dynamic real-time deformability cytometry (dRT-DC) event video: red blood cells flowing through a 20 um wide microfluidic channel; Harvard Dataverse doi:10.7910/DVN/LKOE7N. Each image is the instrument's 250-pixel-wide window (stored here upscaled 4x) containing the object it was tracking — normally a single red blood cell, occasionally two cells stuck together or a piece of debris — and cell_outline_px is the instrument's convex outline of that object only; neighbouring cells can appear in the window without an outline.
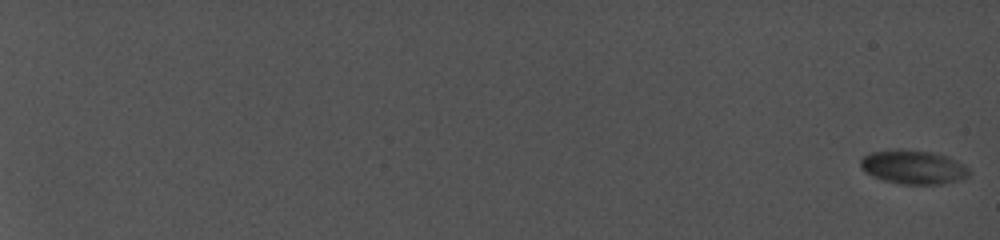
{"species": "common noctule bat (a hibernating species)", "species_latin": "Nyctalus noctula", "temperature_condition": "cold", "stored_images_in_passage": 69, "camera_frame_rate_fps": 5000, "um_per_image_px": 0.085, "animal": {"sex": "female", "body_mass_g": 19.0, "forearm_length_mm": 56.7}, "frame": {"image": 1, "passage_image": 1, "time_ms": 0.0, "image_size_px": [1000, 240], "cell_outline_px": [[968, 172], [964, 176], [952, 180], [928, 184], [908, 184], [888, 180], [876, 176], [868, 172], [860, 164], [860, 160], [864, 156], [872, 152], [892, 148], [900, 148], [928, 152], [948, 156], [960, 164]], "centroid_in_image_um": [77.53, 14.14], "position_along_channel_um": 7.5, "area_um2": 20.23}}
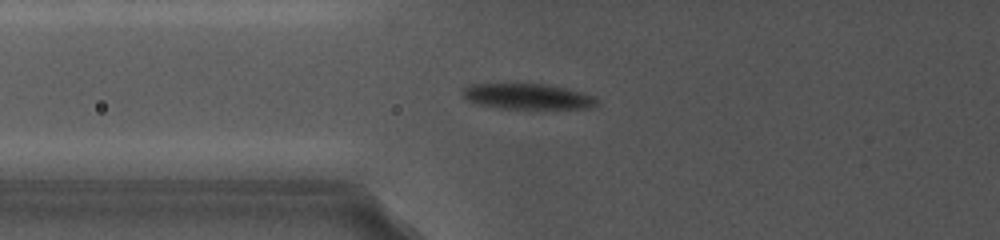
{"frame": {"image": 2, "passage_image": 35, "time_ms": 9.8, "image_size_px": [1000, 240], "cell_outline_px": [[600, 104], [596, 108], [500, 108], [480, 104], [468, 100], [464, 96], [464, 88], [468, 84], [504, 80], [552, 84], [584, 92], [596, 96], [600, 100]], "centroid_in_image_um": [44.89, 8.12], "position_along_channel_um": 80.9, "area_um2": 21.39}}
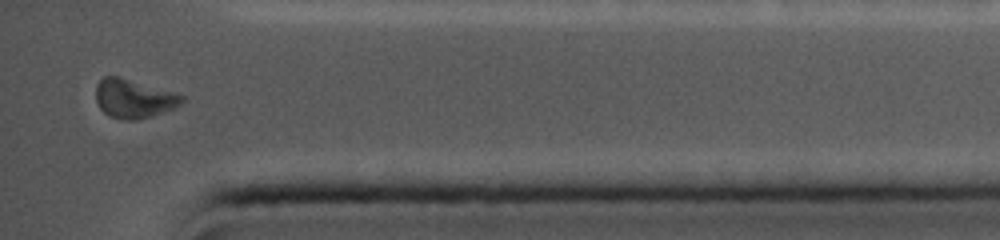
{"frame": {"image": 3, "passage_image": 69, "time_ms": 18.8, "image_size_px": [1000, 240], "cell_outline_px": [[184, 100], [180, 104], [172, 108], [136, 120], [124, 120], [108, 116], [100, 108], [96, 100], [96, 84], [104, 76], [116, 76], [184, 96]], "centroid_in_image_um": [11.29, 8.39], "position_along_channel_um": 423.9, "area_um2": 18.79}}